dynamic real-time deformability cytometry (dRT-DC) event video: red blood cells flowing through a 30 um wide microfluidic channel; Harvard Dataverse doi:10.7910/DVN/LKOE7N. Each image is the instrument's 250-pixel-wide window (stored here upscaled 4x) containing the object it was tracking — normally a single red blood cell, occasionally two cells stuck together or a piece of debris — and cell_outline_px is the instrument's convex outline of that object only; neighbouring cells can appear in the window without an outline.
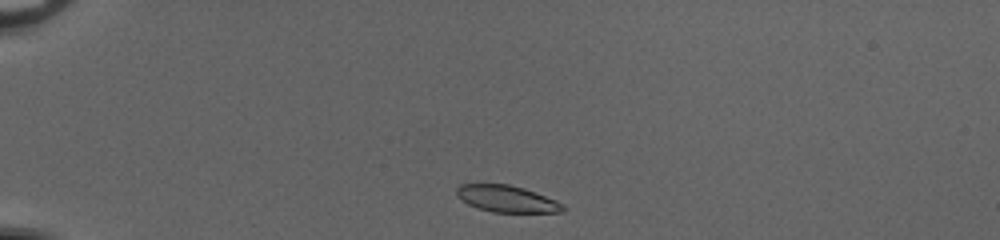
{"species": "common noctule bat (a hibernating species)", "species_latin": "Nyctalus noctula", "temperature_condition": "cold", "stored_images_in_passage": 39, "camera_frame_rate_fps": 3000, "um_per_image_px": 0.085, "animal": {"sex": "female", "body_mass_g": 20.0, "forearm_length_mm": 54.0}, "frame": {"image": 1, "passage_image": 1, "time_ms": 0.0, "image_size_px": [1000, 240], "cell_outline_px": [[568, 208], [564, 212], [492, 212], [468, 204], [456, 196], [456, 188], [460, 184], [508, 184], [524, 188], [556, 200], [564, 204]], "centroid_in_image_um": [43.11, 16.9], "position_along_channel_um": 41.9, "area_um2": 16.59}}
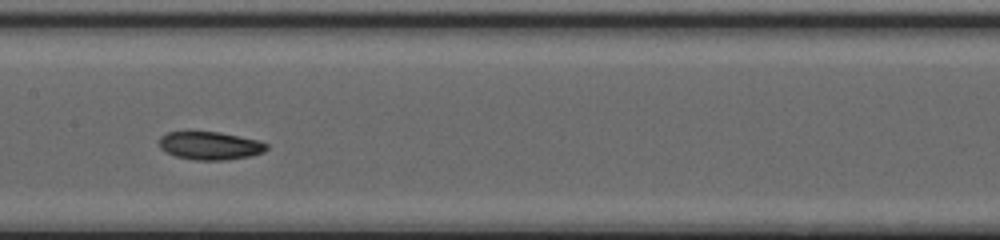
{"frame": {"image": 2, "passage_image": 16, "time_ms": 5.0, "image_size_px": [1000, 240], "cell_outline_px": [[268, 148], [264, 152], [252, 156], [228, 160], [196, 160], [176, 156], [160, 148], [160, 136], [168, 132], [188, 128], [220, 132], [256, 140], [268, 144]], "centroid_in_image_um": [17.82, 12.34], "position_along_channel_um": 189.6, "area_um2": 18.21}}
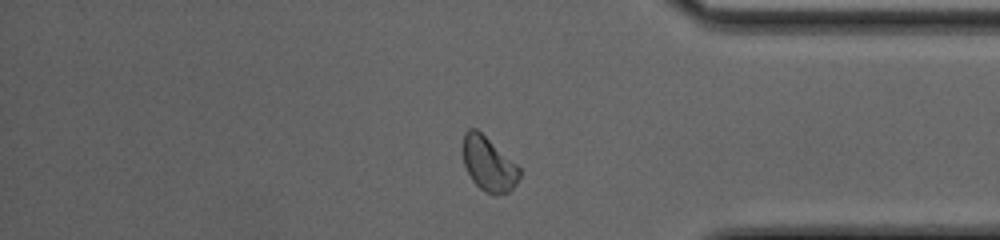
{"frame": {"image": 3, "passage_image": 32, "time_ms": 10.333, "image_size_px": [1000, 240], "cell_outline_px": [[520, 176], [516, 184], [508, 192], [496, 196], [492, 196], [484, 192], [472, 180], [464, 164], [460, 148], [464, 132], [468, 128], [476, 128], [516, 164], [520, 168]], "centroid_in_image_um": [41.48, 13.94], "position_along_channel_um": 393.7, "area_um2": 18.15}, "authors_computed_cell_mechanics": {"area_um2": 17.9758, "velocity_mm_per_s": 4.0355, "shape_relaxation_time_tau1_ms": 2.6923, "shape_relaxation_time_tau2_ms": 2.0659, "deformation_change_tau1": 0.0834, "deformation_change_tau2": 0.0662}}